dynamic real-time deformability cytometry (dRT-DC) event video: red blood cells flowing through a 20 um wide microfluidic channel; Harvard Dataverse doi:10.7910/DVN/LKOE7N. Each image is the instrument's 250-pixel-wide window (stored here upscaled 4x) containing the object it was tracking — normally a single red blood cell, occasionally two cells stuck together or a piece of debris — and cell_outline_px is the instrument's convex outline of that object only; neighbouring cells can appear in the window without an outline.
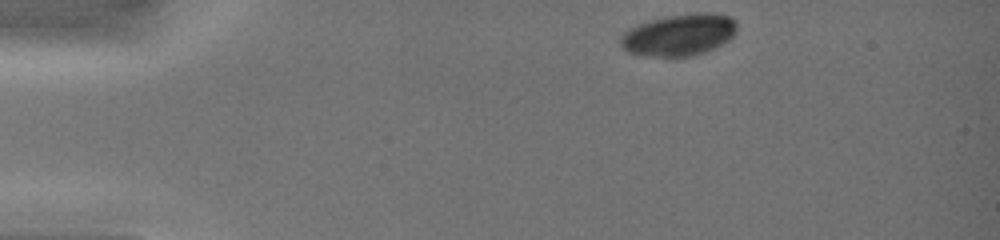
{"species": "common noctule bat (a hibernating species)", "species_latin": "Nyctalus noctula", "temperature_condition": "warm", "stored_images_in_passage": 14, "camera_frame_rate_fps": 3000, "um_per_image_px": 0.085, "animal": {"sex": "female", "body_mass_g": 19.0, "forearm_length_mm": 51.5}, "frame": {"image": 1, "passage_image": 1, "time_ms": 0.0, "image_size_px": [1000, 240], "cell_outline_px": [[736, 32], [728, 40], [716, 48], [692, 56], [668, 60], [636, 56], [628, 52], [620, 44], [620, 36], [628, 28], [636, 24], [648, 20], [664, 16], [692, 12], [720, 12], [736, 20]], "centroid_in_image_um": [57.67, 2.99], "position_along_channel_um": 27.3, "area_um2": 29.82}}
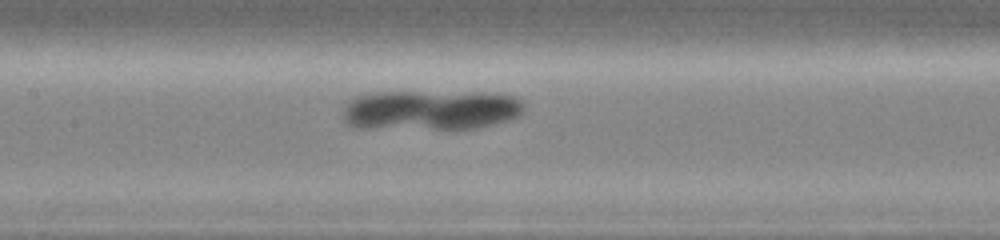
{"frame": {"image": 2, "passage_image": 10, "time_ms": 5.333, "image_size_px": [1000, 240], "cell_outline_px": [[524, 108], [520, 116], [508, 120], [476, 128], [352, 128], [344, 124], [344, 108], [356, 96], [388, 92], [412, 92], [512, 96], [520, 100], [524, 104]], "centroid_in_image_um": [36.53, 9.39], "position_along_channel_um": 170.9, "area_um2": 41.04}}
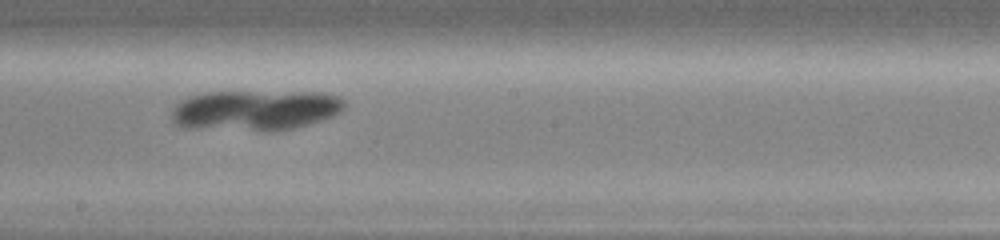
{"frame": {"image": 3, "passage_image": 12, "time_ms": 6.667, "image_size_px": [1000, 240], "cell_outline_px": [[344, 108], [340, 112], [332, 116], [308, 124], [292, 128], [180, 128], [172, 124], [172, 112], [176, 104], [192, 96], [212, 92], [312, 92], [336, 96], [344, 100]], "centroid_in_image_um": [21.66, 9.34], "position_along_channel_um": 226.5, "area_um2": 39.3}}